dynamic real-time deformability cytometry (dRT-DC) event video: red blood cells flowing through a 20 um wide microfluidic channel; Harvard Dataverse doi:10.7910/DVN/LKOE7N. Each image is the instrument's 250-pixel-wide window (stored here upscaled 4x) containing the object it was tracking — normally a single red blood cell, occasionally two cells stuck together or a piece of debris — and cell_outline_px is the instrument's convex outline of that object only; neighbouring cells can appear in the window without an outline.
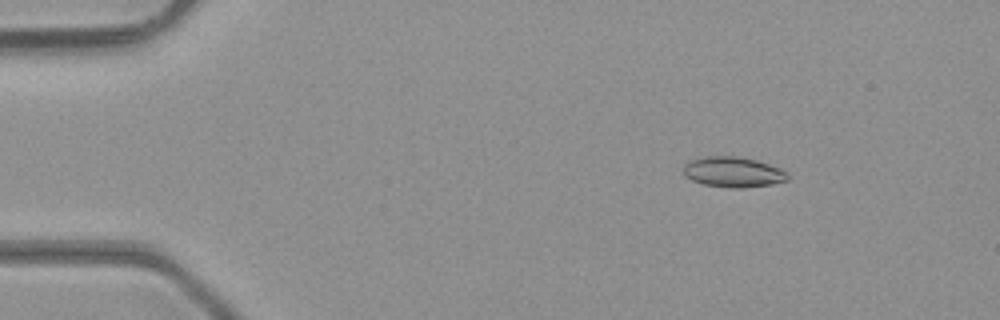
{"species": "common noctule bat (a hibernating species)", "species_latin": "Nyctalus noctula", "temperature_condition": "room temperature", "stored_images_in_passage": 46, "camera_frame_rate_fps": 3000, "um_per_image_px": 0.085, "animal": {"sex": "male", "body_mass_g": 23.1, "forearm_length_mm": 52.7}, "frame": {"image": 1, "passage_image": 5, "time_ms": 1.333, "image_size_px": [1000, 320], "cell_outline_px": [[788, 180], [772, 184], [744, 188], [732, 188], [704, 184], [692, 180], [684, 176], [684, 164], [688, 160], [704, 156], [736, 156], [756, 160], [780, 168], [788, 172]], "centroid_in_image_um": [62.3, 14.62], "position_along_channel_um": 22.7, "area_um2": 18.55}}
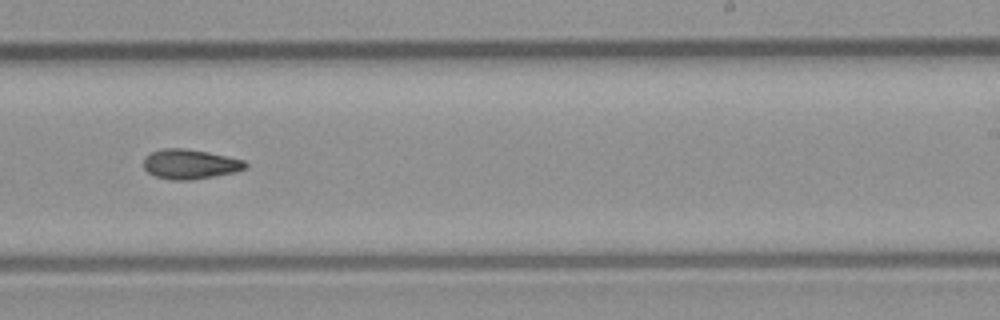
{"frame": {"image": 2, "passage_image": 28, "time_ms": 9.0, "image_size_px": [1000, 320], "cell_outline_px": [[248, 168], [236, 172], [192, 180], [172, 180], [156, 176], [148, 172], [144, 168], [144, 156], [152, 152], [164, 148], [184, 148], [208, 152], [244, 160], [248, 164]], "centroid_in_image_um": [16.17, 13.95], "position_along_channel_um": 272.8, "area_um2": 17.69}}
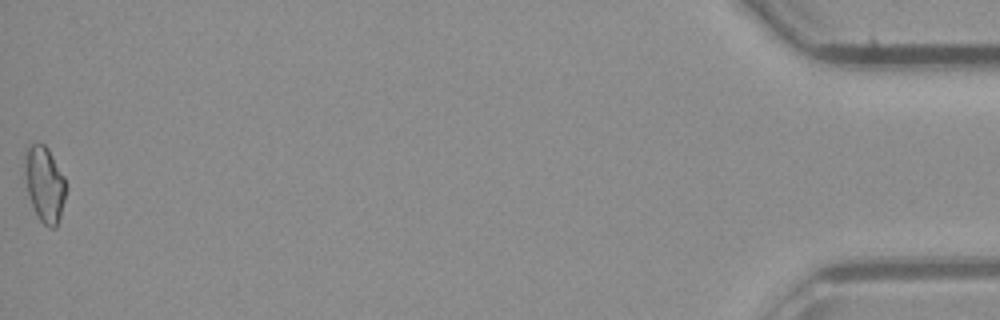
{"frame": {"image": 3, "passage_image": 46, "time_ms": 15.0, "image_size_px": [1000, 320], "cell_outline_px": [[68, 188], [60, 216], [56, 228], [48, 228], [40, 220], [32, 204], [28, 192], [24, 172], [24, 156], [28, 148], [32, 144], [44, 144], [48, 148], [64, 176]], "centroid_in_image_um": [3.81, 15.66], "position_along_channel_um": 431.4, "area_um2": 18.15}, "authors_computed_cell_mechanics": {"area_um2": 17.4845, "velocity_mm_per_s": 4.3649, "shape_relaxation_time_tau1_ms": null, "shape_relaxation_time_tau2_ms": 9.1578, "deformation_change_tau1": null, "deformation_change_tau2": 0.1676}}